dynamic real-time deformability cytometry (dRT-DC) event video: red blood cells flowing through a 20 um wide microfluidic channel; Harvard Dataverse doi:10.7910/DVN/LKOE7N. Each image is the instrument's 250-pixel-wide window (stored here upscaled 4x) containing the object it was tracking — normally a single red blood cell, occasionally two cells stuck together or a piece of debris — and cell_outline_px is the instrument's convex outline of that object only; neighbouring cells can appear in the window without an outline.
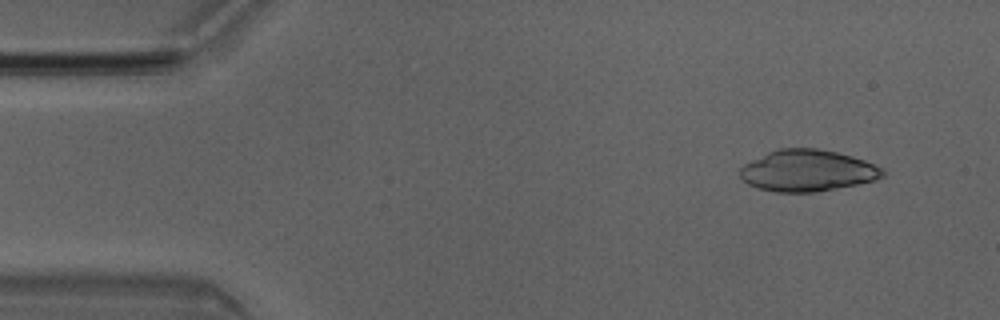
{"species": "Egyptian fruit bat (a non-hibernating species)", "species_latin": "Rousettus aegyptiacus", "temperature_condition": "room temperature", "stored_images_in_passage": 5, "camera_frame_rate_fps": 3000, "um_per_image_px": 0.085, "animal": {"sex": "male"}, "frame": {"image": 1, "passage_image": 1, "time_ms": 0.0, "image_size_px": [1000, 320], "cell_outline_px": [[884, 176], [876, 180], [816, 192], [776, 192], [760, 188], [748, 184], [740, 176], [740, 168], [744, 164], [768, 152], [780, 148], [816, 148], [836, 152], [852, 156], [864, 160], [884, 168]], "centroid_in_image_um": [68.65, 14.5], "position_along_channel_um": 16.4, "area_um2": 34.33}}